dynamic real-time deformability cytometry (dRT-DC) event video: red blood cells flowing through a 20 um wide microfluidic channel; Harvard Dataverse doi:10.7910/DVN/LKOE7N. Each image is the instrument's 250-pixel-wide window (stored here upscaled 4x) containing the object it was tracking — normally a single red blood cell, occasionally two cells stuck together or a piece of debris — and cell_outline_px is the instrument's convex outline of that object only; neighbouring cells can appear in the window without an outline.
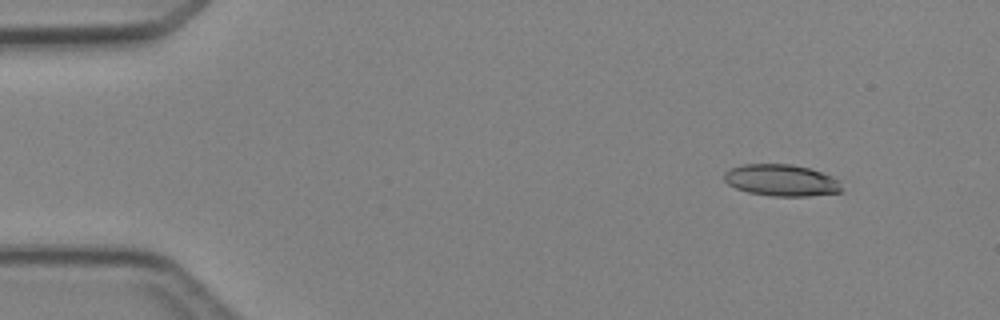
{"species": "Egyptian fruit bat (a non-hibernating species)", "species_latin": "Rousettus aegyptiacus", "temperature_condition": "cold", "stored_images_in_passage": 3, "camera_frame_rate_fps": 3000, "um_per_image_px": 0.085, "animal": {"sex": "female"}, "frame": {"image": 1, "passage_image": 1, "time_ms": 0.0, "image_size_px": [1000, 320], "cell_outline_px": [[844, 192], [808, 196], [772, 196], [748, 192], [736, 188], [728, 184], [724, 180], [724, 172], [732, 168], [744, 164], [792, 164], [808, 168], [832, 176], [840, 180]], "centroid_in_image_um": [66.45, 15.33], "position_along_channel_um": 18.5, "area_um2": 21.79}}